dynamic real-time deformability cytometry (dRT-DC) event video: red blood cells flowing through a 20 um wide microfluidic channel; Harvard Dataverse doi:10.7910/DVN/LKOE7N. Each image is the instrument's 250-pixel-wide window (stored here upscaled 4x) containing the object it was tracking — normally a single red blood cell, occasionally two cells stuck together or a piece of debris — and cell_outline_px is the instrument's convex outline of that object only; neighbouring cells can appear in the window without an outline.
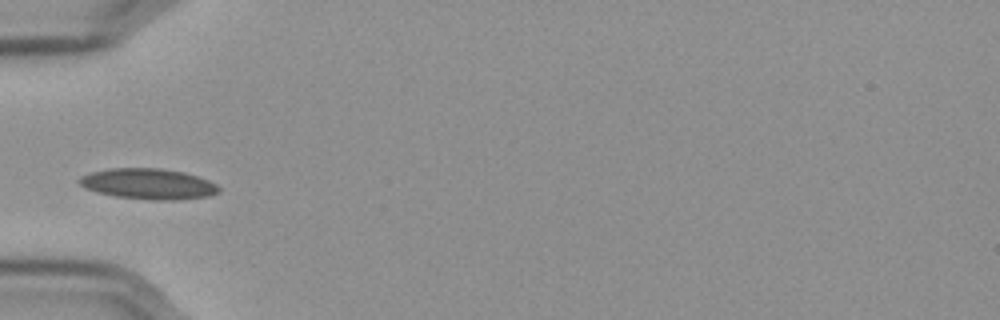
{"species": "Egyptian fruit bat (a non-hibernating species)", "species_latin": "Rousettus aegyptiacus", "temperature_condition": "cold", "stored_images_in_passage": 39, "camera_frame_rate_fps": 3000, "um_per_image_px": 0.085, "frame": {"image": 1, "passage_image": 1, "time_ms": 0.0, "image_size_px": [1000, 320], "cell_outline_px": [[220, 192], [208, 196], [176, 200], [156, 200], [116, 196], [96, 192], [84, 188], [76, 180], [80, 176], [92, 172], [112, 168], [160, 168], [184, 172], [208, 180], [216, 184], [220, 188]], "centroid_in_image_um": [12.59, 15.63], "position_along_channel_um": 72.4, "area_um2": 24.91}}
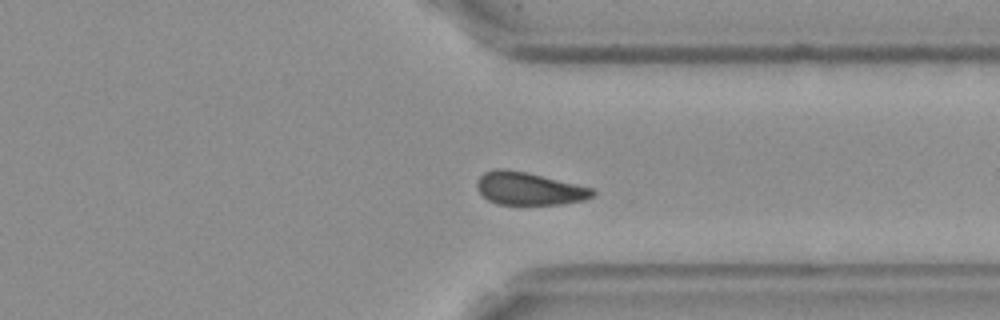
{"frame": {"image": 2, "passage_image": 26, "time_ms": 8.333, "image_size_px": [1000, 320], "cell_outline_px": [[596, 192], [592, 196], [584, 200], [560, 204], [496, 204], [488, 200], [476, 188], [476, 180], [484, 172], [496, 168], [500, 168], [524, 172], [592, 188]], "centroid_in_image_um": [44.91, 16.04], "position_along_channel_um": 366.5, "area_um2": 21.73}}
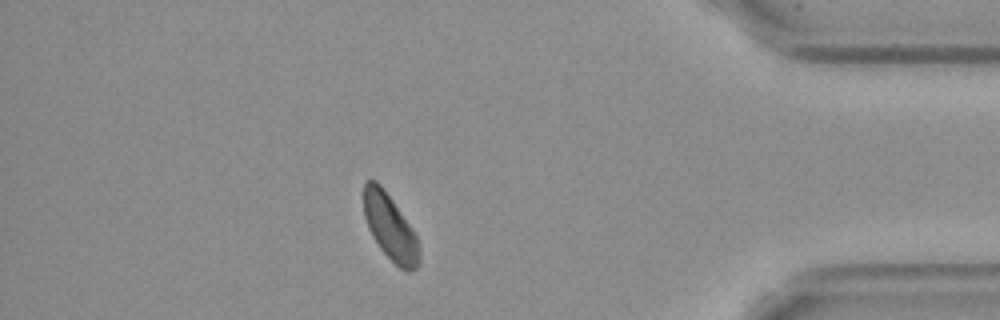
{"frame": {"image": 3, "passage_image": 32, "time_ms": 10.333, "image_size_px": [1000, 320], "cell_outline_px": [[420, 264], [412, 272], [408, 272], [400, 268], [380, 248], [372, 236], [368, 228], [364, 216], [364, 184], [368, 180], [376, 180], [380, 184], [408, 224], [416, 236], [420, 248]], "centroid_in_image_um": [33.16, 19.37], "position_along_channel_um": 402.0, "area_um2": 20.87}, "authors_computed_cell_mechanics": {"area_um2": 22.542, "velocity_mm_per_s": 3.5243, "shape_relaxation_time_tau1_ms": 3.1363, "shape_relaxation_time_tau2_ms": null, "deformation_change_tau1": 0.0821, "deformation_change_tau2": null}}